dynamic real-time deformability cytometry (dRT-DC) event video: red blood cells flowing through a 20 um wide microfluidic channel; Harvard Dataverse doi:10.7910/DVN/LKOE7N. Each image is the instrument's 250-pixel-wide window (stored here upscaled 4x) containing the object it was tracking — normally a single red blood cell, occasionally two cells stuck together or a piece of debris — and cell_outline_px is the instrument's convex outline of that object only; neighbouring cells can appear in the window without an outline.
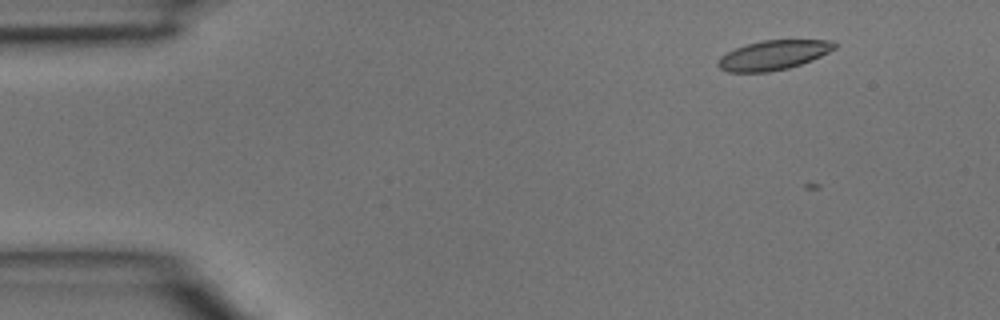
{"species": "common noctule bat (a hibernating species)", "species_latin": "Nyctalus noctula", "temperature_condition": "room temperature", "stored_images_in_passage": 2, "camera_frame_rate_fps": 3000, "um_per_image_px": 0.085, "animal": {"sex": "male", "body_mass_g": 15.6}, "frame": {"image": 1, "passage_image": 1, "time_ms": 0.0, "image_size_px": [1000, 320], "cell_outline_px": [[836, 48], [812, 60], [788, 68], [768, 72], [728, 72], [720, 68], [716, 64], [716, 60], [720, 56], [736, 48], [748, 44], [764, 40], [832, 40], [836, 44]], "centroid_in_image_um": [65.72, 4.69], "position_along_channel_um": 19.3, "area_um2": 19.94}}